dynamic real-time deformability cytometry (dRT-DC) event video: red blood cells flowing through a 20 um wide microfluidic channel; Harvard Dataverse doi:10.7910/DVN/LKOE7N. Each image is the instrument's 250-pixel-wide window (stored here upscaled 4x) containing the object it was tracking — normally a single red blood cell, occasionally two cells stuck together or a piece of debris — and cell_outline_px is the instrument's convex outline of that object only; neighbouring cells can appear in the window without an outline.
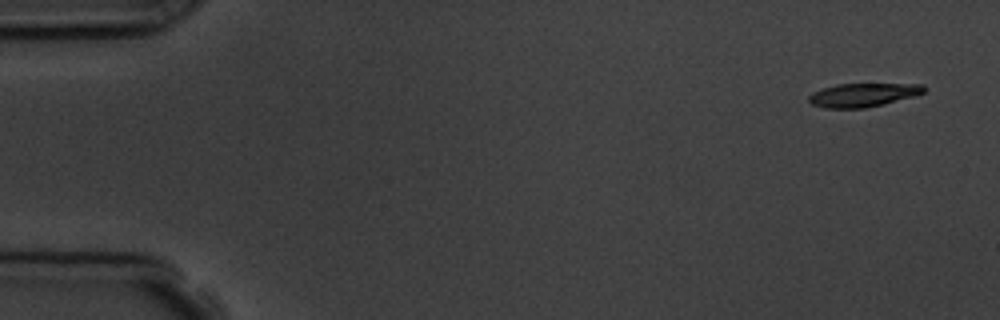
{"species": "common noctule bat (a hibernating species)", "species_latin": "Nyctalus noctula", "temperature_condition": "room temperature", "stored_images_in_passage": 5, "camera_frame_rate_fps": 3000, "um_per_image_px": 0.085, "animal": {"sex": "male", "body_mass_g": 19.5, "forearm_length_mm": 54.6}, "frame": {"image": 1, "passage_image": 1, "time_ms": 0.0, "image_size_px": [1000, 320], "cell_outline_px": [[924, 92], [916, 96], [884, 104], [864, 108], [824, 108], [812, 104], [808, 100], [808, 96], [812, 92], [836, 84], [924, 84]], "centroid_in_image_um": [73.35, 8.07], "position_along_channel_um": 11.6, "area_um2": 15.84}}
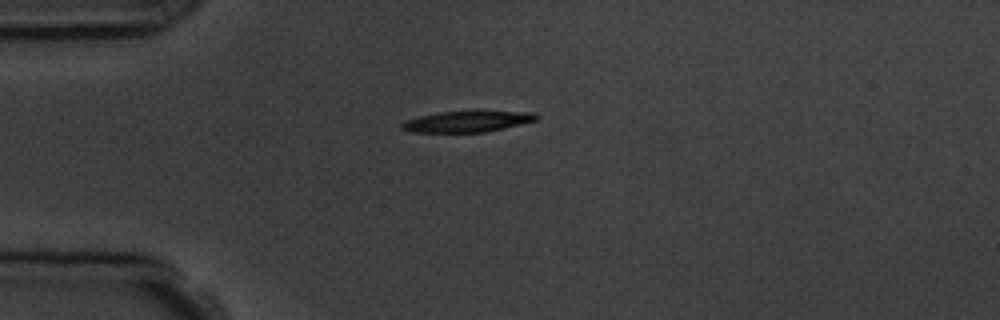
{"frame": {"image": 2, "passage_image": 4, "time_ms": 3.667, "image_size_px": [1000, 320], "cell_outline_px": [[540, 116], [536, 120], [504, 128], [484, 132], [412, 132], [400, 128], [400, 124], [408, 120], [420, 116], [440, 112], [472, 108], [476, 108], [536, 112]], "centroid_in_image_um": [39.82, 10.26], "position_along_channel_um": 45.2, "area_um2": 17.51}}